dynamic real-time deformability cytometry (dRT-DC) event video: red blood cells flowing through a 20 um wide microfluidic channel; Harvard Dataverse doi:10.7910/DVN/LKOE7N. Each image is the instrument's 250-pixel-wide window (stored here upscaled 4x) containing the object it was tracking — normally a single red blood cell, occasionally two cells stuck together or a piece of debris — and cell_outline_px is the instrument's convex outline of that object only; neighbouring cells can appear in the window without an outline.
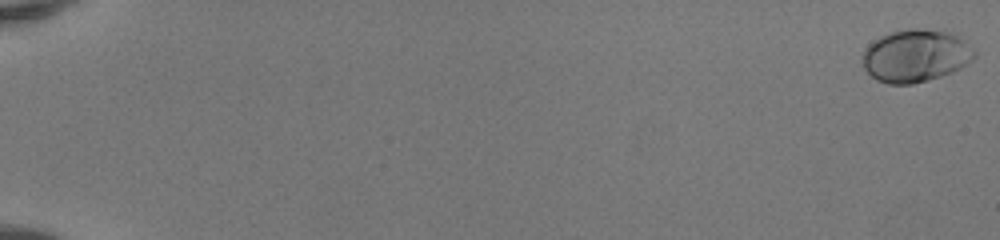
{"species": "human", "species_latin": "Homo sapiens", "temperature_condition": "room temperature", "stored_images_in_passage": 52, "camera_frame_rate_fps": 3000, "um_per_image_px": 0.085, "donor": {"sex": "female"}, "frame": {"image": 1, "passage_image": 1, "time_ms": 0.0, "image_size_px": [1000, 240], "cell_outline_px": [[976, 56], [972, 60], [960, 68], [952, 72], [928, 80], [912, 84], [888, 84], [876, 80], [864, 68], [860, 56], [864, 48], [868, 44], [880, 36], [888, 32], [908, 28], [924, 28], [956, 32], [976, 52]], "centroid_in_image_um": [77.81, 4.71], "position_along_channel_um": 7.2, "area_um2": 34.97}}
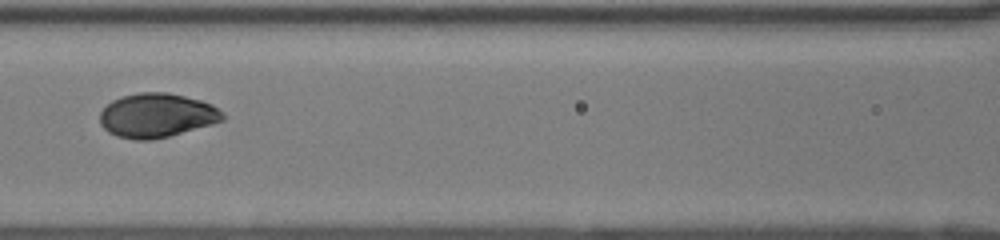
{"frame": {"image": 2, "passage_image": 27, "time_ms": 8.667, "image_size_px": [1000, 240], "cell_outline_px": [[224, 120], [212, 124], [168, 136], [152, 140], [132, 140], [116, 136], [108, 132], [100, 124], [100, 112], [112, 100], [136, 92], [168, 92], [200, 100], [212, 104], [224, 112]], "centroid_in_image_um": [13.32, 9.81], "position_along_channel_um": 153.3, "area_um2": 31.67}}
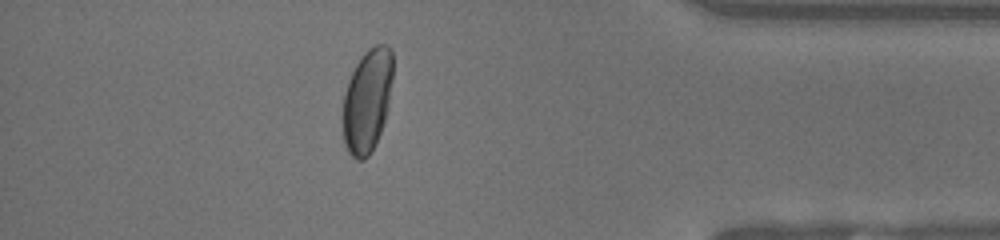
{"frame": {"image": 3, "passage_image": 47, "time_ms": 15.333, "image_size_px": [1000, 240], "cell_outline_px": [[392, 80], [388, 104], [384, 124], [368, 156], [364, 160], [356, 160], [348, 152], [344, 144], [340, 116], [344, 92], [348, 80], [356, 64], [364, 52], [368, 48], [376, 44], [388, 44], [392, 48]], "centroid_in_image_um": [31.17, 8.54], "position_along_channel_um": 404.0, "area_um2": 30.75}, "authors_computed_cell_mechanics": {"area_um2": 31.4721, "velocity_mm_per_s": 4.1502, "shape_relaxation_time_tau1_ms": 3.4655, "shape_relaxation_time_tau2_ms": null, "deformation_change_tau1": 0.1578, "deformation_change_tau2": null}}